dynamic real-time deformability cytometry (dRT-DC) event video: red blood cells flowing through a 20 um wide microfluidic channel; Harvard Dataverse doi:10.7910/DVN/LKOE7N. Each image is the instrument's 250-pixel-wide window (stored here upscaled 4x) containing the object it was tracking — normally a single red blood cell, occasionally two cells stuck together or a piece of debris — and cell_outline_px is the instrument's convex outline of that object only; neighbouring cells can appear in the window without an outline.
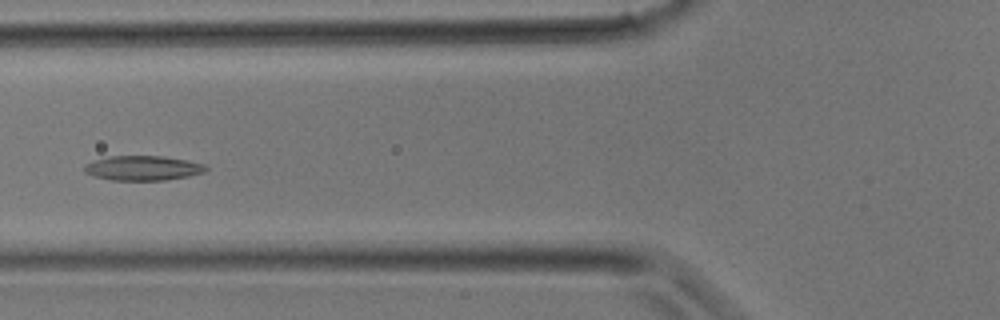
{"species": "common noctule bat (a hibernating species)", "species_latin": "Nyctalus noctula", "temperature_condition": "room temperature", "stored_images_in_passage": 33, "camera_frame_rate_fps": 3000, "um_per_image_px": 0.085, "animal": {"sex": "male", "body_mass_g": 17.9}, "frame": {"image": 1, "passage_image": 13, "time_ms": 4.0, "image_size_px": [1000, 320], "cell_outline_px": [[208, 168], [204, 172], [188, 176], [164, 180], [112, 180], [96, 176], [84, 172], [84, 164], [92, 160], [108, 156], [160, 156], [184, 160], [204, 164]], "centroid_in_image_um": [12.1, 14.28], "position_along_channel_um": 113.7, "area_um2": 17.34}}
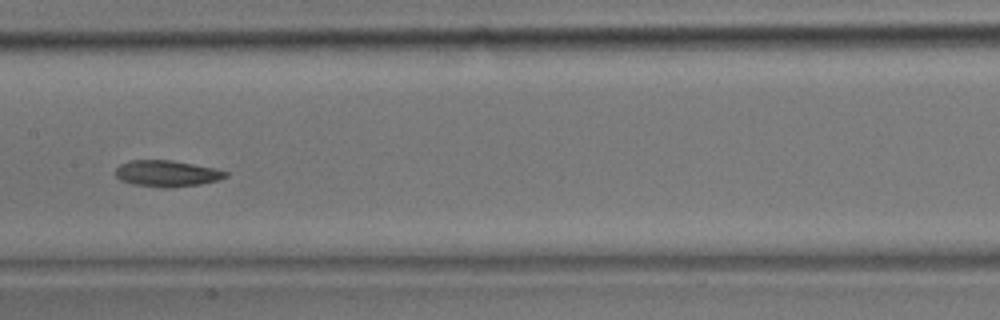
{"frame": {"image": 2, "passage_image": 17, "time_ms": 5.333, "image_size_px": [1000, 320], "cell_outline_px": [[228, 176], [216, 180], [200, 184], [172, 188], [160, 188], [132, 184], [120, 180], [116, 176], [116, 168], [120, 164], [128, 160], [172, 160], [212, 168], [228, 172]], "centroid_in_image_um": [14.13, 14.75], "position_along_channel_um": 193.3, "area_um2": 16.88}}
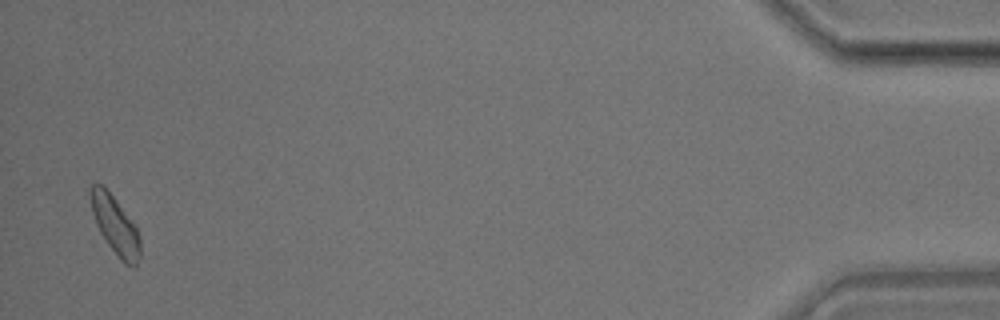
{"frame": {"image": 3, "passage_image": 33, "time_ms": 10.667, "image_size_px": [1000, 320], "cell_outline_px": [[140, 256], [136, 268], [132, 268], [124, 264], [120, 260], [108, 244], [100, 232], [96, 224], [92, 212], [88, 196], [88, 188], [92, 184], [100, 184], [112, 196], [136, 224], [140, 236]], "centroid_in_image_um": [9.8, 19.18], "position_along_channel_um": 425.4, "area_um2": 17.11}}